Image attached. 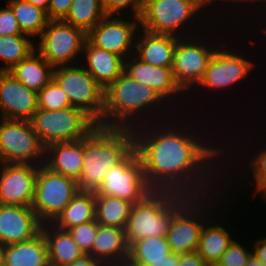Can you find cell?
I'll list each match as a JSON object with an SVG mask.
<instances>
[{
    "mask_svg": "<svg viewBox=\"0 0 266 266\" xmlns=\"http://www.w3.org/2000/svg\"><path fill=\"white\" fill-rule=\"evenodd\" d=\"M104 262L90 254H84L66 266H103Z\"/></svg>",
    "mask_w": 266,
    "mask_h": 266,
    "instance_id": "cell-42",
    "label": "cell"
},
{
    "mask_svg": "<svg viewBox=\"0 0 266 266\" xmlns=\"http://www.w3.org/2000/svg\"><path fill=\"white\" fill-rule=\"evenodd\" d=\"M233 240L230 246L222 254L218 263L222 266H245L250 255L252 254V247L247 249L239 241Z\"/></svg>",
    "mask_w": 266,
    "mask_h": 266,
    "instance_id": "cell-37",
    "label": "cell"
},
{
    "mask_svg": "<svg viewBox=\"0 0 266 266\" xmlns=\"http://www.w3.org/2000/svg\"><path fill=\"white\" fill-rule=\"evenodd\" d=\"M52 79L67 94L72 107L82 110L101 126L104 89L81 63L54 68Z\"/></svg>",
    "mask_w": 266,
    "mask_h": 266,
    "instance_id": "cell-7",
    "label": "cell"
},
{
    "mask_svg": "<svg viewBox=\"0 0 266 266\" xmlns=\"http://www.w3.org/2000/svg\"><path fill=\"white\" fill-rule=\"evenodd\" d=\"M103 266H138V265L133 263L128 258V259H125V260L105 262Z\"/></svg>",
    "mask_w": 266,
    "mask_h": 266,
    "instance_id": "cell-47",
    "label": "cell"
},
{
    "mask_svg": "<svg viewBox=\"0 0 266 266\" xmlns=\"http://www.w3.org/2000/svg\"><path fill=\"white\" fill-rule=\"evenodd\" d=\"M198 13L201 14L192 3L183 0H143L139 18L140 29L179 38L196 36L198 31L190 27L194 25L198 27L194 23L199 22L195 19L201 17Z\"/></svg>",
    "mask_w": 266,
    "mask_h": 266,
    "instance_id": "cell-6",
    "label": "cell"
},
{
    "mask_svg": "<svg viewBox=\"0 0 266 266\" xmlns=\"http://www.w3.org/2000/svg\"><path fill=\"white\" fill-rule=\"evenodd\" d=\"M33 4L36 7H39L47 12L48 15V7H49V1L50 0H26Z\"/></svg>",
    "mask_w": 266,
    "mask_h": 266,
    "instance_id": "cell-48",
    "label": "cell"
},
{
    "mask_svg": "<svg viewBox=\"0 0 266 266\" xmlns=\"http://www.w3.org/2000/svg\"><path fill=\"white\" fill-rule=\"evenodd\" d=\"M53 70L54 68L34 50L8 72L28 89L38 93L52 80Z\"/></svg>",
    "mask_w": 266,
    "mask_h": 266,
    "instance_id": "cell-27",
    "label": "cell"
},
{
    "mask_svg": "<svg viewBox=\"0 0 266 266\" xmlns=\"http://www.w3.org/2000/svg\"><path fill=\"white\" fill-rule=\"evenodd\" d=\"M152 191L144 176L137 150L134 149L121 163L109 169L95 195L118 197L135 204Z\"/></svg>",
    "mask_w": 266,
    "mask_h": 266,
    "instance_id": "cell-13",
    "label": "cell"
},
{
    "mask_svg": "<svg viewBox=\"0 0 266 266\" xmlns=\"http://www.w3.org/2000/svg\"><path fill=\"white\" fill-rule=\"evenodd\" d=\"M257 193L260 194L261 200L266 203V184Z\"/></svg>",
    "mask_w": 266,
    "mask_h": 266,
    "instance_id": "cell-50",
    "label": "cell"
},
{
    "mask_svg": "<svg viewBox=\"0 0 266 266\" xmlns=\"http://www.w3.org/2000/svg\"><path fill=\"white\" fill-rule=\"evenodd\" d=\"M171 253L166 237H147L129 247V259L138 266H147L150 261L163 259Z\"/></svg>",
    "mask_w": 266,
    "mask_h": 266,
    "instance_id": "cell-33",
    "label": "cell"
},
{
    "mask_svg": "<svg viewBox=\"0 0 266 266\" xmlns=\"http://www.w3.org/2000/svg\"><path fill=\"white\" fill-rule=\"evenodd\" d=\"M38 38L35 50L53 68L81 63L80 58L87 40V33L82 29L63 20H49Z\"/></svg>",
    "mask_w": 266,
    "mask_h": 266,
    "instance_id": "cell-10",
    "label": "cell"
},
{
    "mask_svg": "<svg viewBox=\"0 0 266 266\" xmlns=\"http://www.w3.org/2000/svg\"><path fill=\"white\" fill-rule=\"evenodd\" d=\"M38 109L48 111L72 107L67 94L52 79L38 93Z\"/></svg>",
    "mask_w": 266,
    "mask_h": 266,
    "instance_id": "cell-34",
    "label": "cell"
},
{
    "mask_svg": "<svg viewBox=\"0 0 266 266\" xmlns=\"http://www.w3.org/2000/svg\"><path fill=\"white\" fill-rule=\"evenodd\" d=\"M94 220L95 192L79 190L52 224L59 229L68 230Z\"/></svg>",
    "mask_w": 266,
    "mask_h": 266,
    "instance_id": "cell-28",
    "label": "cell"
},
{
    "mask_svg": "<svg viewBox=\"0 0 266 266\" xmlns=\"http://www.w3.org/2000/svg\"><path fill=\"white\" fill-rule=\"evenodd\" d=\"M174 118L171 119L173 121L168 119L161 121V124L160 122L147 123L133 129L135 149L142 162L148 185L153 190L173 191L190 197L210 195L219 192V188L221 189L223 185L224 190L226 186L229 187V184L233 185L231 180L234 178L229 177L232 176L229 173L237 170V166L231 153H234L233 155L237 153L232 152L236 145L230 146V144L235 142L229 143L230 138H227L228 148L231 150L229 151L228 148L225 149L226 141L220 142L219 139V144L224 143L223 148L213 141L219 136L215 139L214 136L210 137L212 136L210 134L201 136L203 134L198 133L197 128L190 126L189 120L185 122H189V125L186 124L183 128L184 120L181 122ZM207 136L208 139H206ZM224 155H227L225 156L227 160ZM232 162L236 168H233ZM226 163L227 165L230 163L228 165L230 167L225 166ZM224 178H231L229 180L231 182L222 184L223 182L220 181H227Z\"/></svg>",
    "mask_w": 266,
    "mask_h": 266,
    "instance_id": "cell-1",
    "label": "cell"
},
{
    "mask_svg": "<svg viewBox=\"0 0 266 266\" xmlns=\"http://www.w3.org/2000/svg\"><path fill=\"white\" fill-rule=\"evenodd\" d=\"M258 1H259V6L261 5V3H263V5H264V3H266V0H253L252 3H251V5L254 4V2L258 3ZM263 8L266 9V4H265V6Z\"/></svg>",
    "mask_w": 266,
    "mask_h": 266,
    "instance_id": "cell-51",
    "label": "cell"
},
{
    "mask_svg": "<svg viewBox=\"0 0 266 266\" xmlns=\"http://www.w3.org/2000/svg\"><path fill=\"white\" fill-rule=\"evenodd\" d=\"M101 261H119L129 258L125 229L98 224V233L89 253Z\"/></svg>",
    "mask_w": 266,
    "mask_h": 266,
    "instance_id": "cell-26",
    "label": "cell"
},
{
    "mask_svg": "<svg viewBox=\"0 0 266 266\" xmlns=\"http://www.w3.org/2000/svg\"><path fill=\"white\" fill-rule=\"evenodd\" d=\"M252 245V253L266 264V237L255 239Z\"/></svg>",
    "mask_w": 266,
    "mask_h": 266,
    "instance_id": "cell-44",
    "label": "cell"
},
{
    "mask_svg": "<svg viewBox=\"0 0 266 266\" xmlns=\"http://www.w3.org/2000/svg\"><path fill=\"white\" fill-rule=\"evenodd\" d=\"M124 72L132 79L153 88L170 107L172 104L176 107L177 101H180L178 99L185 95L175 83L171 68L153 66L132 55L124 60ZM181 93L183 96H180Z\"/></svg>",
    "mask_w": 266,
    "mask_h": 266,
    "instance_id": "cell-19",
    "label": "cell"
},
{
    "mask_svg": "<svg viewBox=\"0 0 266 266\" xmlns=\"http://www.w3.org/2000/svg\"><path fill=\"white\" fill-rule=\"evenodd\" d=\"M215 215L216 213L205 222L196 250L206 263L218 262L222 254L235 239L233 238L234 235L231 233V230L229 232V229H227L225 225H222L224 224V220L221 221V219H219V217L222 216ZM214 217L216 218L213 220ZM216 220L218 222L220 220V222L215 223Z\"/></svg>",
    "mask_w": 266,
    "mask_h": 266,
    "instance_id": "cell-25",
    "label": "cell"
},
{
    "mask_svg": "<svg viewBox=\"0 0 266 266\" xmlns=\"http://www.w3.org/2000/svg\"><path fill=\"white\" fill-rule=\"evenodd\" d=\"M83 163V139L55 142L45 150V165L54 172L79 180Z\"/></svg>",
    "mask_w": 266,
    "mask_h": 266,
    "instance_id": "cell-22",
    "label": "cell"
},
{
    "mask_svg": "<svg viewBox=\"0 0 266 266\" xmlns=\"http://www.w3.org/2000/svg\"><path fill=\"white\" fill-rule=\"evenodd\" d=\"M22 33L39 37L49 22L47 12L26 0H7Z\"/></svg>",
    "mask_w": 266,
    "mask_h": 266,
    "instance_id": "cell-30",
    "label": "cell"
},
{
    "mask_svg": "<svg viewBox=\"0 0 266 266\" xmlns=\"http://www.w3.org/2000/svg\"><path fill=\"white\" fill-rule=\"evenodd\" d=\"M228 45L231 49L230 43L228 44L227 42L226 44L225 41L216 50L196 89H199V86L200 91H204L206 88V92L209 90H212V92L213 90L216 92L220 90L229 91L228 88L233 89V85L236 88V84H240L242 80L246 79L255 70L254 65L256 63L254 64L250 59L245 58L246 55L244 53L238 54V51H235V45L234 49L232 48L231 50ZM201 88L204 90H201Z\"/></svg>",
    "mask_w": 266,
    "mask_h": 266,
    "instance_id": "cell-14",
    "label": "cell"
},
{
    "mask_svg": "<svg viewBox=\"0 0 266 266\" xmlns=\"http://www.w3.org/2000/svg\"><path fill=\"white\" fill-rule=\"evenodd\" d=\"M15 34L24 33L20 30L12 9L6 4V7L0 8V36Z\"/></svg>",
    "mask_w": 266,
    "mask_h": 266,
    "instance_id": "cell-39",
    "label": "cell"
},
{
    "mask_svg": "<svg viewBox=\"0 0 266 266\" xmlns=\"http://www.w3.org/2000/svg\"><path fill=\"white\" fill-rule=\"evenodd\" d=\"M41 232L46 240L50 266H66L85 254L67 230L44 223Z\"/></svg>",
    "mask_w": 266,
    "mask_h": 266,
    "instance_id": "cell-24",
    "label": "cell"
},
{
    "mask_svg": "<svg viewBox=\"0 0 266 266\" xmlns=\"http://www.w3.org/2000/svg\"><path fill=\"white\" fill-rule=\"evenodd\" d=\"M43 223L32 207L0 204V244L2 246L33 239Z\"/></svg>",
    "mask_w": 266,
    "mask_h": 266,
    "instance_id": "cell-18",
    "label": "cell"
},
{
    "mask_svg": "<svg viewBox=\"0 0 266 266\" xmlns=\"http://www.w3.org/2000/svg\"><path fill=\"white\" fill-rule=\"evenodd\" d=\"M135 149L132 128L97 125L83 138V163L78 188L95 192L113 166L121 163Z\"/></svg>",
    "mask_w": 266,
    "mask_h": 266,
    "instance_id": "cell-3",
    "label": "cell"
},
{
    "mask_svg": "<svg viewBox=\"0 0 266 266\" xmlns=\"http://www.w3.org/2000/svg\"><path fill=\"white\" fill-rule=\"evenodd\" d=\"M67 231L85 254H89L92 251L93 242L98 233L96 220L72 227Z\"/></svg>",
    "mask_w": 266,
    "mask_h": 266,
    "instance_id": "cell-36",
    "label": "cell"
},
{
    "mask_svg": "<svg viewBox=\"0 0 266 266\" xmlns=\"http://www.w3.org/2000/svg\"><path fill=\"white\" fill-rule=\"evenodd\" d=\"M245 266H266V264L252 253Z\"/></svg>",
    "mask_w": 266,
    "mask_h": 266,
    "instance_id": "cell-49",
    "label": "cell"
},
{
    "mask_svg": "<svg viewBox=\"0 0 266 266\" xmlns=\"http://www.w3.org/2000/svg\"><path fill=\"white\" fill-rule=\"evenodd\" d=\"M81 63L104 90L124 72V59L121 56L100 49L88 40L84 44Z\"/></svg>",
    "mask_w": 266,
    "mask_h": 266,
    "instance_id": "cell-21",
    "label": "cell"
},
{
    "mask_svg": "<svg viewBox=\"0 0 266 266\" xmlns=\"http://www.w3.org/2000/svg\"><path fill=\"white\" fill-rule=\"evenodd\" d=\"M179 261H180V254L171 252L163 259L150 261V264L147 266H179Z\"/></svg>",
    "mask_w": 266,
    "mask_h": 266,
    "instance_id": "cell-43",
    "label": "cell"
},
{
    "mask_svg": "<svg viewBox=\"0 0 266 266\" xmlns=\"http://www.w3.org/2000/svg\"><path fill=\"white\" fill-rule=\"evenodd\" d=\"M142 2L143 0H101L104 12L106 15H123L121 11L127 12L129 9L132 12H129L130 17L133 19L140 18L142 12Z\"/></svg>",
    "mask_w": 266,
    "mask_h": 266,
    "instance_id": "cell-38",
    "label": "cell"
},
{
    "mask_svg": "<svg viewBox=\"0 0 266 266\" xmlns=\"http://www.w3.org/2000/svg\"><path fill=\"white\" fill-rule=\"evenodd\" d=\"M222 190L223 189L221 188L219 193L216 192L206 196L191 197L173 215L166 235L171 252L185 254L195 252L197 250L201 231L205 222L209 220L214 213L218 212L214 211V207L218 206L216 204L213 205V203L217 202L219 204L221 203L222 205L224 204L223 200L221 201L219 198L221 199V197L224 195L222 192L227 191Z\"/></svg>",
    "mask_w": 266,
    "mask_h": 266,
    "instance_id": "cell-5",
    "label": "cell"
},
{
    "mask_svg": "<svg viewBox=\"0 0 266 266\" xmlns=\"http://www.w3.org/2000/svg\"><path fill=\"white\" fill-rule=\"evenodd\" d=\"M168 105L153 88L132 79L123 72L104 90V112L101 126L134 129L154 121H165V118L166 120L172 119V116L168 117L172 110L173 116H176V113ZM167 109L169 111L171 109L170 113Z\"/></svg>",
    "mask_w": 266,
    "mask_h": 266,
    "instance_id": "cell-2",
    "label": "cell"
},
{
    "mask_svg": "<svg viewBox=\"0 0 266 266\" xmlns=\"http://www.w3.org/2000/svg\"><path fill=\"white\" fill-rule=\"evenodd\" d=\"M0 266H50L43 233L28 241L2 246Z\"/></svg>",
    "mask_w": 266,
    "mask_h": 266,
    "instance_id": "cell-23",
    "label": "cell"
},
{
    "mask_svg": "<svg viewBox=\"0 0 266 266\" xmlns=\"http://www.w3.org/2000/svg\"><path fill=\"white\" fill-rule=\"evenodd\" d=\"M206 266H222V265H220L218 262H214V263H207Z\"/></svg>",
    "mask_w": 266,
    "mask_h": 266,
    "instance_id": "cell-52",
    "label": "cell"
},
{
    "mask_svg": "<svg viewBox=\"0 0 266 266\" xmlns=\"http://www.w3.org/2000/svg\"><path fill=\"white\" fill-rule=\"evenodd\" d=\"M140 30L136 36L134 56L153 66L172 68L178 37Z\"/></svg>",
    "mask_w": 266,
    "mask_h": 266,
    "instance_id": "cell-20",
    "label": "cell"
},
{
    "mask_svg": "<svg viewBox=\"0 0 266 266\" xmlns=\"http://www.w3.org/2000/svg\"><path fill=\"white\" fill-rule=\"evenodd\" d=\"M45 150L29 120L0 118V164L41 165Z\"/></svg>",
    "mask_w": 266,
    "mask_h": 266,
    "instance_id": "cell-11",
    "label": "cell"
},
{
    "mask_svg": "<svg viewBox=\"0 0 266 266\" xmlns=\"http://www.w3.org/2000/svg\"><path fill=\"white\" fill-rule=\"evenodd\" d=\"M190 198L173 191L153 190L133 204L125 228L129 247L147 237H166L173 215Z\"/></svg>",
    "mask_w": 266,
    "mask_h": 266,
    "instance_id": "cell-4",
    "label": "cell"
},
{
    "mask_svg": "<svg viewBox=\"0 0 266 266\" xmlns=\"http://www.w3.org/2000/svg\"><path fill=\"white\" fill-rule=\"evenodd\" d=\"M27 34L0 36V71H9L14 65L27 58L34 50L36 44Z\"/></svg>",
    "mask_w": 266,
    "mask_h": 266,
    "instance_id": "cell-31",
    "label": "cell"
},
{
    "mask_svg": "<svg viewBox=\"0 0 266 266\" xmlns=\"http://www.w3.org/2000/svg\"><path fill=\"white\" fill-rule=\"evenodd\" d=\"M201 36L203 35L199 32L196 37L192 36V38L191 36L178 37L176 43L171 70L175 83L184 94L189 95L190 90L194 91L201 82L216 50L223 44L220 39H218L219 43L211 40V44L208 41L209 39L204 40Z\"/></svg>",
    "mask_w": 266,
    "mask_h": 266,
    "instance_id": "cell-9",
    "label": "cell"
},
{
    "mask_svg": "<svg viewBox=\"0 0 266 266\" xmlns=\"http://www.w3.org/2000/svg\"><path fill=\"white\" fill-rule=\"evenodd\" d=\"M205 260L195 251L180 254L179 266H206Z\"/></svg>",
    "mask_w": 266,
    "mask_h": 266,
    "instance_id": "cell-41",
    "label": "cell"
},
{
    "mask_svg": "<svg viewBox=\"0 0 266 266\" xmlns=\"http://www.w3.org/2000/svg\"><path fill=\"white\" fill-rule=\"evenodd\" d=\"M183 1H186V2H189V3H192L201 13H206L207 12H210L211 11V6L208 2V0H183ZM208 7V8H207ZM204 8V9H203ZM207 8V9H206ZM203 9V10H202ZM208 10L207 12L204 11V10Z\"/></svg>",
    "mask_w": 266,
    "mask_h": 266,
    "instance_id": "cell-46",
    "label": "cell"
},
{
    "mask_svg": "<svg viewBox=\"0 0 266 266\" xmlns=\"http://www.w3.org/2000/svg\"><path fill=\"white\" fill-rule=\"evenodd\" d=\"M132 206L118 197L95 195V220L103 226L125 229Z\"/></svg>",
    "mask_w": 266,
    "mask_h": 266,
    "instance_id": "cell-29",
    "label": "cell"
},
{
    "mask_svg": "<svg viewBox=\"0 0 266 266\" xmlns=\"http://www.w3.org/2000/svg\"><path fill=\"white\" fill-rule=\"evenodd\" d=\"M41 143L72 142L85 138L97 124L75 107L48 111L37 109L30 120Z\"/></svg>",
    "mask_w": 266,
    "mask_h": 266,
    "instance_id": "cell-8",
    "label": "cell"
},
{
    "mask_svg": "<svg viewBox=\"0 0 266 266\" xmlns=\"http://www.w3.org/2000/svg\"><path fill=\"white\" fill-rule=\"evenodd\" d=\"M39 166L0 164V204L32 207Z\"/></svg>",
    "mask_w": 266,
    "mask_h": 266,
    "instance_id": "cell-16",
    "label": "cell"
},
{
    "mask_svg": "<svg viewBox=\"0 0 266 266\" xmlns=\"http://www.w3.org/2000/svg\"><path fill=\"white\" fill-rule=\"evenodd\" d=\"M124 17L123 15H106L87 33V40L92 45L115 53L126 60L134 55L140 20L135 17L133 20H130L129 16Z\"/></svg>",
    "mask_w": 266,
    "mask_h": 266,
    "instance_id": "cell-15",
    "label": "cell"
},
{
    "mask_svg": "<svg viewBox=\"0 0 266 266\" xmlns=\"http://www.w3.org/2000/svg\"><path fill=\"white\" fill-rule=\"evenodd\" d=\"M105 16L101 0H72L70 10L63 21L88 33Z\"/></svg>",
    "mask_w": 266,
    "mask_h": 266,
    "instance_id": "cell-32",
    "label": "cell"
},
{
    "mask_svg": "<svg viewBox=\"0 0 266 266\" xmlns=\"http://www.w3.org/2000/svg\"><path fill=\"white\" fill-rule=\"evenodd\" d=\"M37 92L8 71H0V118L31 120L38 109Z\"/></svg>",
    "mask_w": 266,
    "mask_h": 266,
    "instance_id": "cell-17",
    "label": "cell"
},
{
    "mask_svg": "<svg viewBox=\"0 0 266 266\" xmlns=\"http://www.w3.org/2000/svg\"><path fill=\"white\" fill-rule=\"evenodd\" d=\"M1 251H2V245L0 244V264H1Z\"/></svg>",
    "mask_w": 266,
    "mask_h": 266,
    "instance_id": "cell-53",
    "label": "cell"
},
{
    "mask_svg": "<svg viewBox=\"0 0 266 266\" xmlns=\"http://www.w3.org/2000/svg\"><path fill=\"white\" fill-rule=\"evenodd\" d=\"M72 0H50L48 7L49 20H63L70 10Z\"/></svg>",
    "mask_w": 266,
    "mask_h": 266,
    "instance_id": "cell-40",
    "label": "cell"
},
{
    "mask_svg": "<svg viewBox=\"0 0 266 266\" xmlns=\"http://www.w3.org/2000/svg\"><path fill=\"white\" fill-rule=\"evenodd\" d=\"M266 142V141H265ZM262 147V149H261ZM259 148V150L256 151V154L254 153V155H250V159L245 160L244 162L246 163V161L248 162L247 164L243 166H248L251 170H249V168H246L249 174V176H251V184L252 182L255 183V188L253 190L254 193H257L265 184H266V144H265V148H264V144L263 146H261ZM253 157V158H252ZM249 170V171H248Z\"/></svg>",
    "mask_w": 266,
    "mask_h": 266,
    "instance_id": "cell-35",
    "label": "cell"
},
{
    "mask_svg": "<svg viewBox=\"0 0 266 266\" xmlns=\"http://www.w3.org/2000/svg\"><path fill=\"white\" fill-rule=\"evenodd\" d=\"M247 1V2H246ZM253 0H208V2H209V4H210V6H212V5H214V4H217V2L219 3L218 5H223L224 6V4H226L227 2V4L226 5H229L230 4V6H233V5H237L236 3L238 2V5H237V7H239V5H241L242 3H243V5L242 6H244L246 3H247V5L249 6V4H251V2H252ZM223 4H222V3ZM226 2V3H225ZM230 2V3H229ZM241 2V3H240ZM233 3H235V4H233ZM245 3V4H244ZM249 3V4H248ZM212 4V5H211ZM232 4V5H231Z\"/></svg>",
    "mask_w": 266,
    "mask_h": 266,
    "instance_id": "cell-45",
    "label": "cell"
},
{
    "mask_svg": "<svg viewBox=\"0 0 266 266\" xmlns=\"http://www.w3.org/2000/svg\"><path fill=\"white\" fill-rule=\"evenodd\" d=\"M78 191L76 180L41 164L36 176L32 209L43 224L52 223Z\"/></svg>",
    "mask_w": 266,
    "mask_h": 266,
    "instance_id": "cell-12",
    "label": "cell"
}]
</instances>
